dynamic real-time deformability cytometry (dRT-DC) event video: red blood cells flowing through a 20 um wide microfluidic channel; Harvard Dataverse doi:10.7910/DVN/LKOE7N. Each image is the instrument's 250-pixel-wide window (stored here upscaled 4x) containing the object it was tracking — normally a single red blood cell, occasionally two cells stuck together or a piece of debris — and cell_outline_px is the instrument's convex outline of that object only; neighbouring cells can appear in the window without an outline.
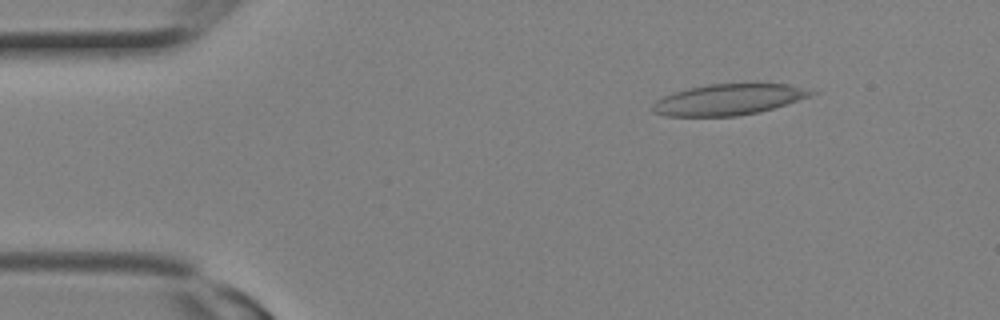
{"species": "Egyptian fruit bat (a non-hibernating species)", "species_latin": "Rousettus aegyptiacus", "temperature_condition": "room temperature", "stored_images_in_passage": 11, "camera_frame_rate_fps": 3000, "um_per_image_px": 0.085, "animal": {"sex": "female"}, "frame": {"image": 1, "passage_image": 4, "time_ms": 1.0, "image_size_px": [1000, 320], "cell_outline_px": [[820, 92], [760, 112], [736, 116], [664, 116], [652, 112], [652, 104], [656, 100], [664, 96], [688, 88], [708, 84], [788, 84]], "centroid_in_image_um": [61.87, 8.47], "position_along_channel_um": 23.1, "area_um2": 28.32}}
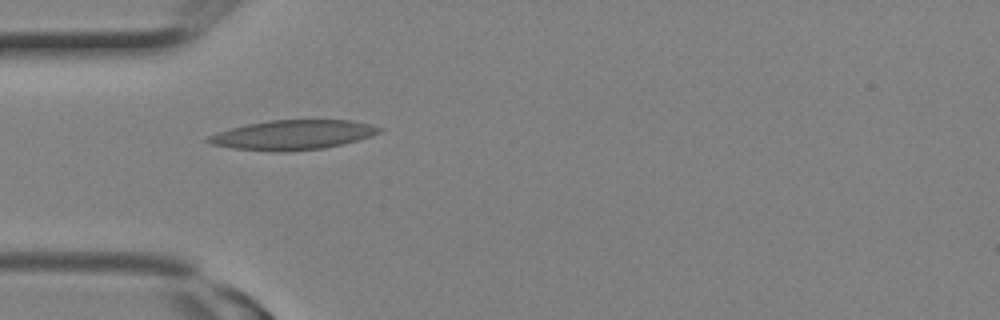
{"frame": {"image": 2, "passage_image": 8, "time_ms": 2.333, "image_size_px": [1000, 320], "cell_outline_px": [[384, 132], [372, 136], [324, 148], [284, 152], [276, 152], [232, 148], [212, 144], [204, 140], [208, 136], [232, 128], [248, 124], [268, 120], [352, 120], [372, 124], [384, 128]], "centroid_in_image_um": [24.95, 11.46], "position_along_channel_um": 60.1, "area_um2": 29.54}}
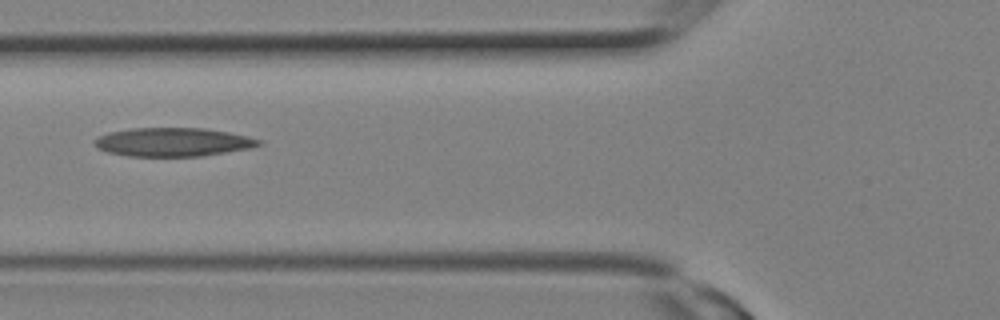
{"frame": {"image": 3, "passage_image": 10, "time_ms": 3.0, "image_size_px": [1000, 320], "cell_outline_px": [[264, 144], [252, 148], [204, 156], [128, 156], [108, 152], [96, 148], [92, 140], [108, 132], [132, 128], [204, 128], [228, 132], [248, 136], [264, 140]], "centroid_in_image_um": [14.74, 12.08], "position_along_channel_um": 111.1, "area_um2": 27.74}}